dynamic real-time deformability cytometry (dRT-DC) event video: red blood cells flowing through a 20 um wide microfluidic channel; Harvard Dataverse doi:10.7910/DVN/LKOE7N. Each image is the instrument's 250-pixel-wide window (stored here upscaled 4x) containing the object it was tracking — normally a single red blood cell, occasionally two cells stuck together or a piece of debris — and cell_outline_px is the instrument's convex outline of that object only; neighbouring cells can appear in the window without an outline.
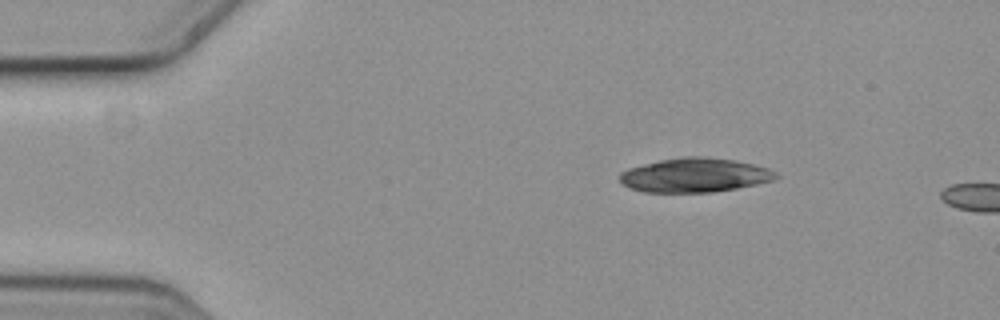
{"species": "common noctule bat (a hibernating species)", "species_latin": "Nyctalus noctula", "temperature_condition": "cold", "stored_images_in_passage": 3, "camera_frame_rate_fps": 3000, "um_per_image_px": 0.085, "animal": {"sex": "female", "body_mass_g": 19.3, "forearm_length_mm": 54.1}, "frame": {"image": 1, "passage_image": 2, "time_ms": 0.333, "image_size_px": [1000, 320], "cell_outline_px": [[780, 176], [776, 180], [736, 188], [712, 192], [644, 192], [628, 188], [620, 180], [620, 172], [628, 168], [660, 160], [684, 156], [704, 156], [736, 160], [768, 168], [776, 172]], "centroid_in_image_um": [59.07, 14.88], "position_along_channel_um": 25.9, "area_um2": 31.21}}